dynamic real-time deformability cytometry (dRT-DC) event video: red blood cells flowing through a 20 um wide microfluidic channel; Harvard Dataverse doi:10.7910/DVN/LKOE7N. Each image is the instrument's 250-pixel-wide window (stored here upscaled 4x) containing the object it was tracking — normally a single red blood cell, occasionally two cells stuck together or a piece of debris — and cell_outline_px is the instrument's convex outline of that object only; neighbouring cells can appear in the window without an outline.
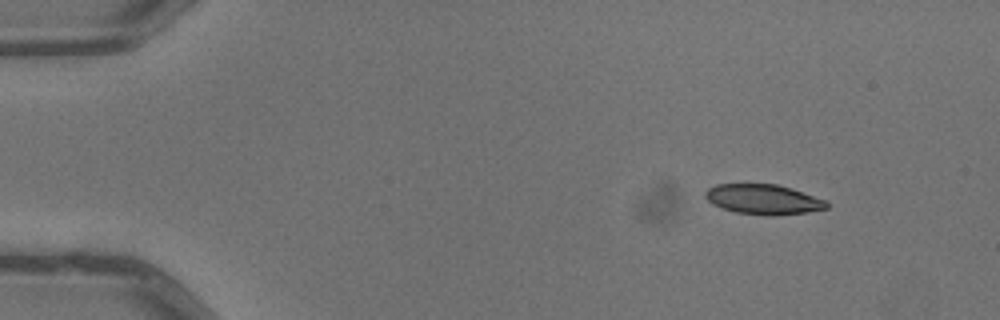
{"species": "common noctule bat (a hibernating species)", "species_latin": "Nyctalus noctula", "temperature_condition": "warm", "stored_images_in_passage": 2, "camera_frame_rate_fps": 3000, "um_per_image_px": 0.085, "animal": {"sex": "male", "body_mass_g": 13.3}, "frame": {"image": 1, "passage_image": 2, "time_ms": 0.333, "image_size_px": [1000, 320], "cell_outline_px": [[828, 208], [808, 212], [776, 216], [764, 216], [736, 212], [712, 204], [704, 196], [704, 192], [708, 188], [716, 184], [776, 184], [792, 188], [828, 200]], "centroid_in_image_um": [64.92, 16.95], "position_along_channel_um": 20.1, "area_um2": 21.5}}